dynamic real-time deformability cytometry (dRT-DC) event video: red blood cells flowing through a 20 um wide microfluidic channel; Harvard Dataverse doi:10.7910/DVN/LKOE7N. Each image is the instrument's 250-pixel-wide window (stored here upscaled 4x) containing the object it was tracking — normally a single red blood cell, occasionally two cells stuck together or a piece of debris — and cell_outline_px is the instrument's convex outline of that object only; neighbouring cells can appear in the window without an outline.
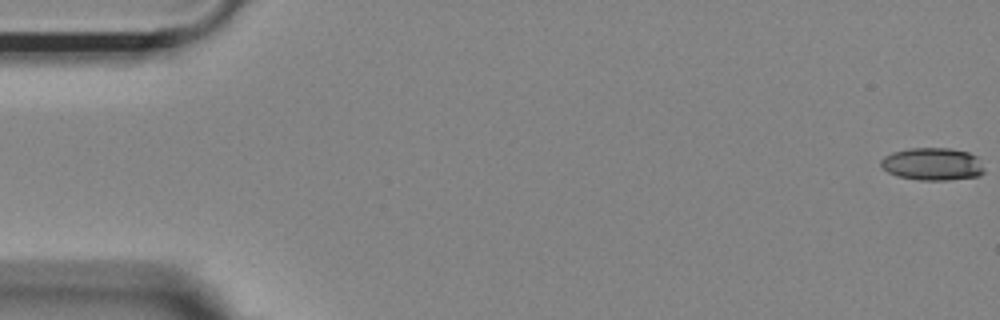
{"species": "Egyptian fruit bat (a non-hibernating species)", "species_latin": "Rousettus aegyptiacus", "temperature_condition": "room temperature", "stored_images_in_passage": 55, "camera_frame_rate_fps": 3000, "um_per_image_px": 0.085, "animal": {"sex": "female"}, "frame": {"image": 1, "passage_image": 1, "time_ms": 0.0, "image_size_px": [1000, 320], "cell_outline_px": [[984, 172], [980, 176], [948, 180], [920, 180], [896, 176], [888, 172], [880, 164], [880, 160], [884, 156], [892, 152], [908, 148], [948, 148], [968, 152], [976, 156], [984, 168]], "centroid_in_image_um": [79.25, 13.95], "position_along_channel_um": 5.7, "area_um2": 19.71}}
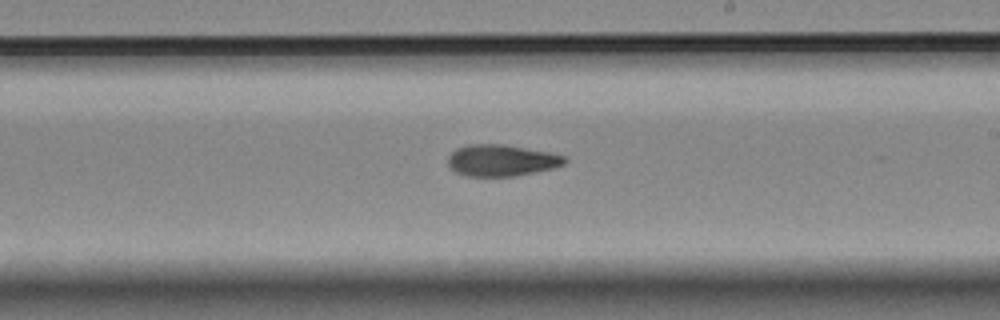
{"frame": {"image": 2, "passage_image": 32, "time_ms": 10.333, "image_size_px": [1000, 320], "cell_outline_px": [[568, 160], [564, 164], [552, 168], [516, 176], [468, 176], [456, 172], [448, 164], [448, 156], [456, 148], [468, 144], [504, 144], [548, 152], [564, 156]], "centroid_in_image_um": [42.61, 13.62], "position_along_channel_um": 246.4, "area_um2": 21.33}}
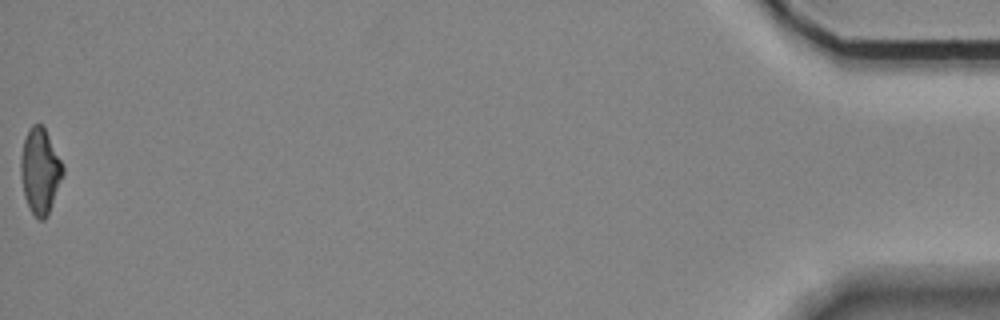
{"frame": {"image": 3, "passage_image": 55, "time_ms": 18.0, "image_size_px": [1000, 320], "cell_outline_px": [[64, 172], [48, 212], [44, 220], [40, 220], [32, 212], [24, 196], [20, 176], [20, 156], [24, 140], [32, 124], [40, 124], [44, 128], [64, 164]], "centroid_in_image_um": [3.39, 14.51], "position_along_channel_um": 431.8, "area_um2": 20.63}, "authors_computed_cell_mechanics": {"area_um2": 21.097, "velocity_mm_per_s": 3.7029, "shape_relaxation_time_tau1_ms": null, "shape_relaxation_time_tau2_ms": 4.3615, "deformation_change_tau1": null, "deformation_change_tau2": 0.1201}}